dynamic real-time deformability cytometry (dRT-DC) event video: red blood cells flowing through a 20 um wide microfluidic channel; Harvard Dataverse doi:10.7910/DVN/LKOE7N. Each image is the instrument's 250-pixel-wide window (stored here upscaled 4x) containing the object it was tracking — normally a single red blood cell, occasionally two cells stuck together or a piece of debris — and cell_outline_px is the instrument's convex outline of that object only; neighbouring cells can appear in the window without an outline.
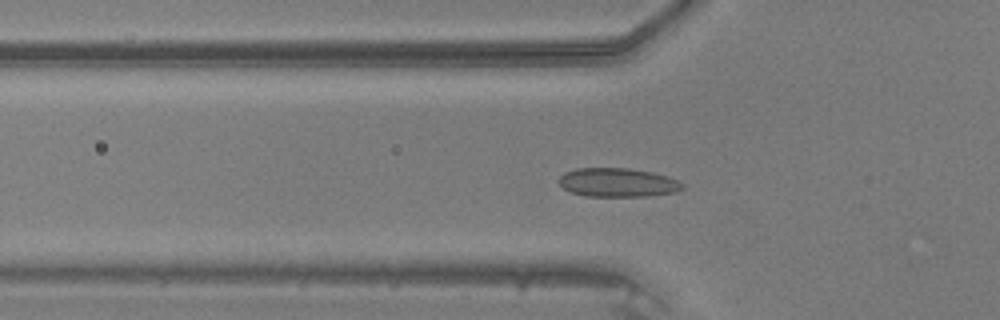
{"species": "common noctule bat (a hibernating species)", "species_latin": "Nyctalus noctula", "temperature_condition": "warm", "stored_images_in_passage": 41, "segment_of_instrument_passage": [1, 2], "camera_frame_rate_fps": 3000, "um_per_image_px": 0.085, "animal": {"sex": "male", "body_mass_g": 20.5, "forearm_length_mm": 52.5}, "frame": {"image": 1, "passage_image": 9, "time_ms": 2.667, "image_size_px": [1000, 320], "cell_outline_px": [[684, 188], [676, 192], [648, 196], [584, 196], [572, 192], [564, 188], [556, 180], [564, 172], [576, 168], [628, 168], [652, 172], [668, 176], [684, 184]], "centroid_in_image_um": [52.49, 15.51], "position_along_channel_um": 73.3, "area_um2": 20.87}}
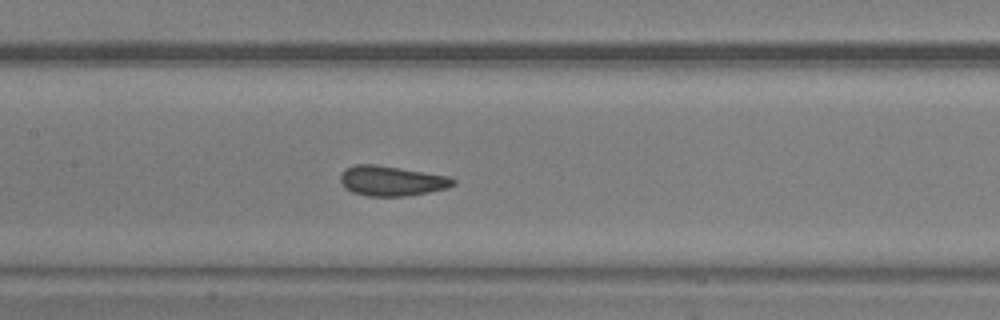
{"frame": {"image": 2, "passage_image": 16, "time_ms": 5.0, "image_size_px": [1000, 320], "cell_outline_px": [[456, 184], [448, 188], [428, 192], [404, 196], [368, 196], [352, 192], [344, 188], [340, 180], [340, 172], [344, 168], [352, 164], [376, 164], [448, 176], [456, 180]], "centroid_in_image_um": [33.24, 15.36], "position_along_channel_um": 174.2, "area_um2": 19.88}}
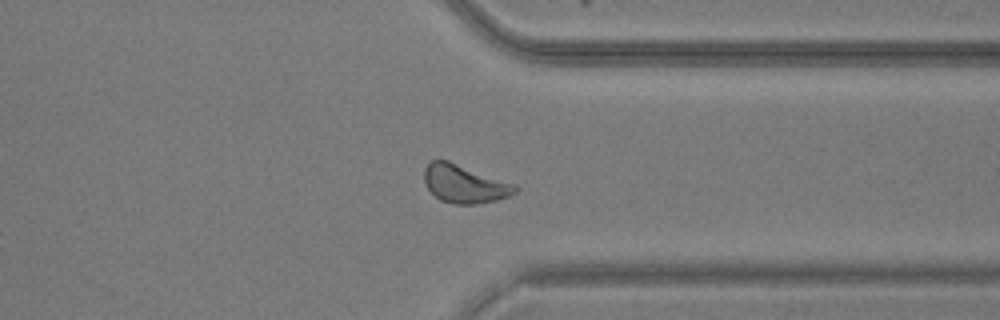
{"frame": {"image": 3, "passage_image": 30, "time_ms": 9.667, "image_size_px": [1000, 320], "cell_outline_px": [[520, 188], [512, 196], [496, 200], [476, 204], [456, 204], [440, 200], [428, 188], [424, 180], [424, 168], [432, 160], [448, 160], [516, 184]], "centroid_in_image_um": [39.53, 15.63], "position_along_channel_um": 371.9, "area_um2": 20.29}}